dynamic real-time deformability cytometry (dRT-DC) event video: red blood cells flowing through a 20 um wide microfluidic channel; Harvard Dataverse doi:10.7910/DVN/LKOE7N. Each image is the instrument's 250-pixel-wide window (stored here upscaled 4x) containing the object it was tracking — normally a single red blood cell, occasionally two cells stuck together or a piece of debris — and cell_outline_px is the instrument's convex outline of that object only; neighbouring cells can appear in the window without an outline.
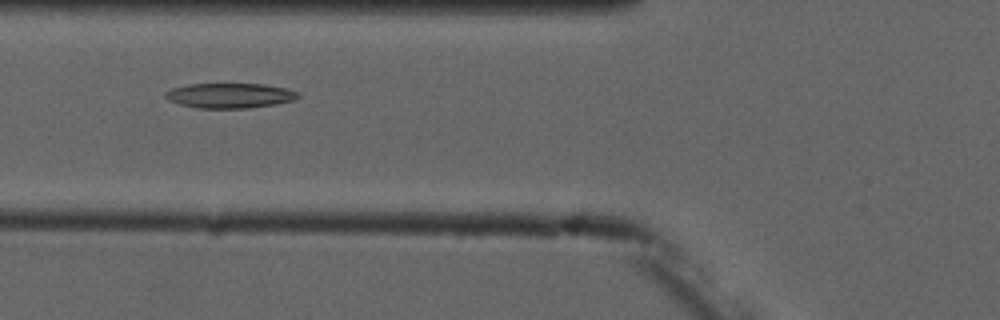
{"species": "common noctule bat (a hibernating species)", "species_latin": "Nyctalus noctula", "temperature_condition": "cold", "stored_images_in_passage": 7, "camera_frame_rate_fps": 3000, "um_per_image_px": 0.085, "animal": {"sex": "male", "forearm_length_mm": 52.5}, "frame": {"image": 1, "passage_image": 4, "time_ms": 3.333, "image_size_px": [1000, 320], "cell_outline_px": [[300, 96], [296, 100], [276, 104], [248, 108], [196, 108], [180, 104], [168, 100], [164, 96], [164, 92], [172, 88], [188, 84], [264, 84], [284, 88], [300, 92]], "centroid_in_image_um": [19.54, 8.12], "position_along_channel_um": 106.3, "area_um2": 19.42}}
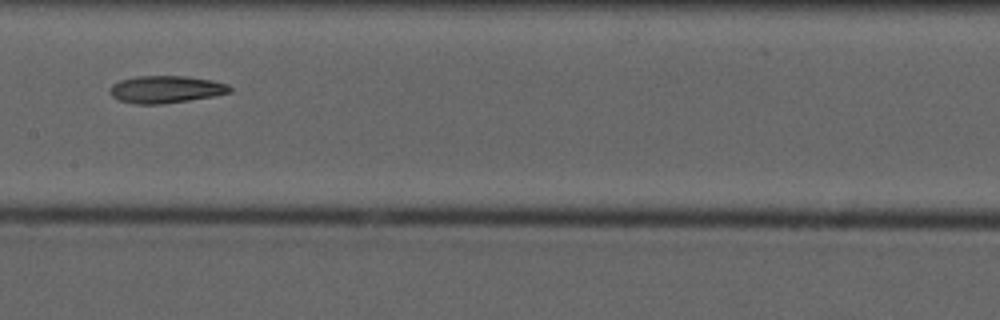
{"frame": {"image": 2, "passage_image": 6, "time_ms": 5.667, "image_size_px": [1000, 320], "cell_outline_px": [[232, 92], [212, 96], [188, 100], [160, 104], [136, 104], [120, 100], [112, 96], [108, 92], [112, 84], [120, 80], [136, 76], [184, 76], [212, 80], [228, 84], [232, 88]], "centroid_in_image_um": [14.09, 7.59], "position_along_channel_um": 193.3, "area_um2": 19.02}}
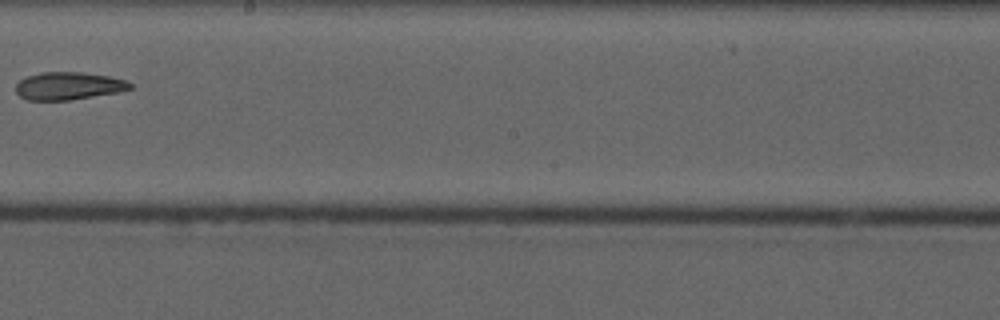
{"frame": {"image": 3, "passage_image": 7, "time_ms": 7.0, "image_size_px": [1000, 320], "cell_outline_px": [[132, 88], [116, 92], [68, 100], [28, 100], [20, 96], [16, 92], [16, 84], [20, 80], [28, 76], [40, 72], [84, 72], [108, 76], [124, 80], [132, 84]], "centroid_in_image_um": [5.79, 7.29], "position_along_channel_um": 242.4, "area_um2": 18.21}}